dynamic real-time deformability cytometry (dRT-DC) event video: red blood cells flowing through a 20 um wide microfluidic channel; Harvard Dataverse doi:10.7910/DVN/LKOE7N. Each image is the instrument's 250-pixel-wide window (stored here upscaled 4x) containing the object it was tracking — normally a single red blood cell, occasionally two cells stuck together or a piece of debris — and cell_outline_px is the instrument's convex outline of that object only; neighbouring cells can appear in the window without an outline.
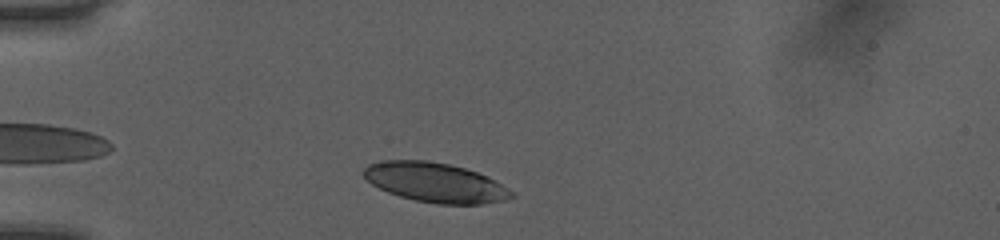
{"species": "human", "species_latin": "Homo sapiens", "temperature_condition": "room temperature", "stored_images_in_passage": 33, "camera_frame_rate_fps": 3000, "um_per_image_px": 0.085, "donor": {"sex": "female"}, "frame": {"image": 1, "passage_image": 3, "time_ms": 0.667, "image_size_px": [1000, 240], "cell_outline_px": [[516, 196], [504, 200], [484, 204], [436, 204], [416, 200], [400, 196], [388, 192], [372, 184], [364, 176], [364, 168], [368, 164], [384, 160], [428, 160], [448, 164], [464, 168], [476, 172], [500, 184], [512, 192]], "centroid_in_image_um": [36.97, 15.51], "position_along_channel_um": 48.0, "area_um2": 33.64}}
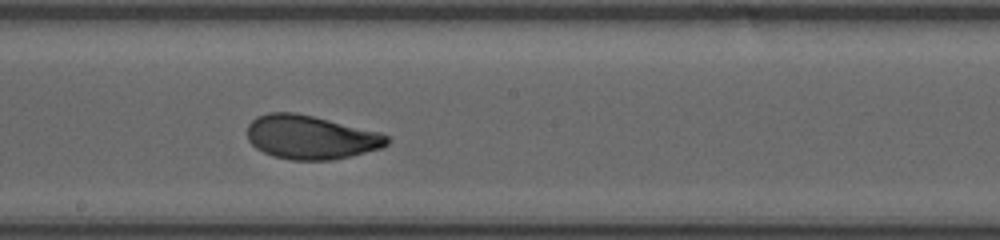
{"frame": {"image": 2, "passage_image": 18, "time_ms": 5.667, "image_size_px": [1000, 240], "cell_outline_px": [[392, 140], [388, 144], [380, 148], [332, 160], [292, 160], [272, 156], [256, 148], [248, 140], [248, 124], [256, 116], [268, 112], [296, 112], [380, 132], [388, 136]], "centroid_in_image_um": [26.39, 11.66], "position_along_channel_um": 221.8, "area_um2": 35.66}}
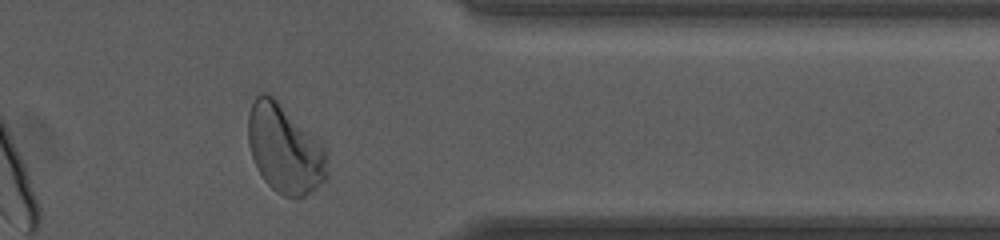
{"frame": {"image": 3, "passage_image": 31, "time_ms": 10.0, "image_size_px": [1000, 240], "cell_outline_px": [[328, 180], [304, 196], [284, 196], [276, 192], [264, 180], [256, 168], [248, 144], [248, 112], [256, 96], [260, 92], [268, 92], [328, 152]], "centroid_in_image_um": [24.19, 12.69], "position_along_channel_um": 387.2, "area_um2": 40.4}, "authors_computed_cell_mechanics": {"area_um2": 35.836, "velocity_mm_per_s": 4.0201, "shape_relaxation_time_tau1_ms": 2.9275, "shape_relaxation_time_tau2_ms": null, "deformation_change_tau1": 0.1442, "deformation_change_tau2": null}}